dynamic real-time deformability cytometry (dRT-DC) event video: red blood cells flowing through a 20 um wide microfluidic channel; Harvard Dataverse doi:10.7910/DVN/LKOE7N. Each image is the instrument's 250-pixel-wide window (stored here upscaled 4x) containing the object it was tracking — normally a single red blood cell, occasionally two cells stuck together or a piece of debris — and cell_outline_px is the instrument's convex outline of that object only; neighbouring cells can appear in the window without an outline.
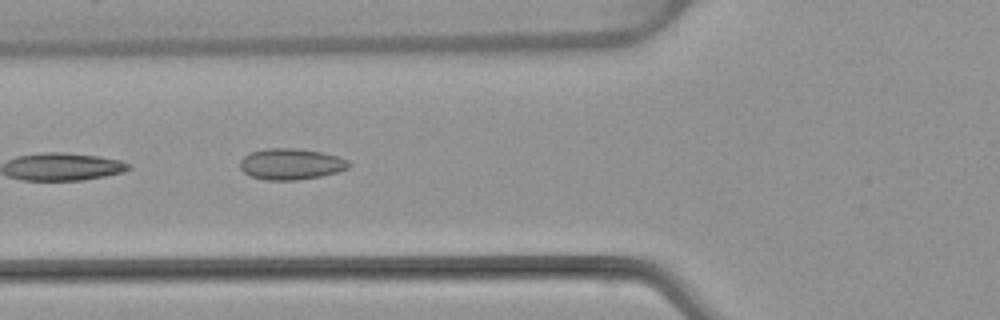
{"species": "common noctule bat (a hibernating species)", "species_latin": "Nyctalus noctula", "temperature_condition": "warm", "stored_images_in_passage": 6, "camera_frame_rate_fps": 3000, "um_per_image_px": 0.085, "animal": {"sex": "female", "body_mass_g": 22.7, "forearm_length_mm": 54.2}, "frame": {"image": 1, "passage_image": 5, "time_ms": 5.667, "image_size_px": [1000, 320], "cell_outline_px": [[352, 164], [348, 168], [336, 172], [320, 176], [296, 180], [264, 180], [252, 176], [244, 172], [240, 168], [240, 160], [244, 156], [252, 152], [264, 148], [296, 148], [324, 152], [348, 160]], "centroid_in_image_um": [24.73, 13.93], "position_along_channel_um": 101.1, "area_um2": 19.77}}
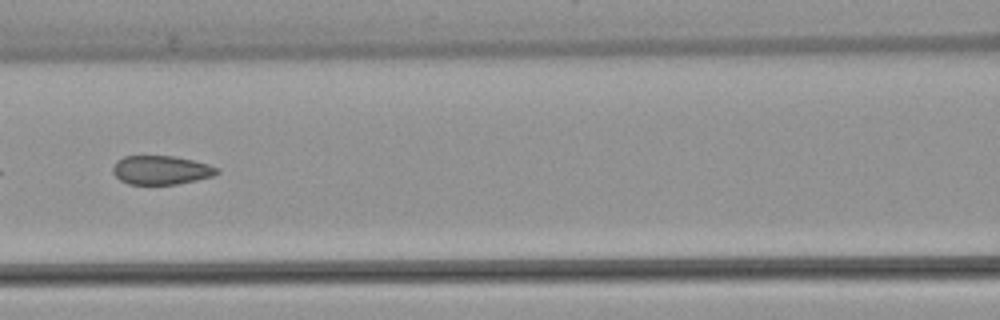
{"frame": {"image": 2, "passage_image": 6, "time_ms": 7.0, "image_size_px": [1000, 320], "cell_outline_px": [[220, 172], [212, 176], [196, 180], [176, 184], [128, 184], [120, 180], [112, 172], [112, 168], [116, 160], [124, 156], [172, 156], [192, 160], [208, 164], [216, 168]], "centroid_in_image_um": [13.65, 14.45], "position_along_channel_um": 153.0, "area_um2": 17.4}}